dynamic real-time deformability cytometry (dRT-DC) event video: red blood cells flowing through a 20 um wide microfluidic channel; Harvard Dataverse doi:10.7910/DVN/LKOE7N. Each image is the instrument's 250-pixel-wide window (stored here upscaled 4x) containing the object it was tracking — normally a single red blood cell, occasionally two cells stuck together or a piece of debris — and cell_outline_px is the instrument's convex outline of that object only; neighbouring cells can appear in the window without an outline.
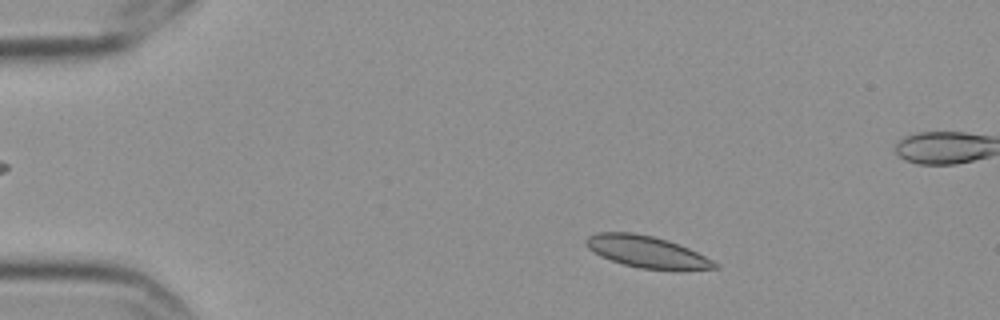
{"species": "Egyptian fruit bat (a non-hibernating species)", "species_latin": "Rousettus aegyptiacus", "temperature_condition": "cold", "stored_images_in_passage": 4, "camera_frame_rate_fps": 3000, "um_per_image_px": 0.085, "frame": {"image": 1, "passage_image": 1, "time_ms": 0.0, "image_size_px": [1000, 320], "cell_outline_px": [[720, 268], [672, 272], [640, 268], [624, 264], [600, 256], [588, 248], [584, 244], [584, 240], [588, 236], [596, 232], [632, 232], [652, 236], [668, 240], [688, 248], [720, 264]], "centroid_in_image_um": [55.02, 21.43], "position_along_channel_um": 30.0, "area_um2": 24.33}}